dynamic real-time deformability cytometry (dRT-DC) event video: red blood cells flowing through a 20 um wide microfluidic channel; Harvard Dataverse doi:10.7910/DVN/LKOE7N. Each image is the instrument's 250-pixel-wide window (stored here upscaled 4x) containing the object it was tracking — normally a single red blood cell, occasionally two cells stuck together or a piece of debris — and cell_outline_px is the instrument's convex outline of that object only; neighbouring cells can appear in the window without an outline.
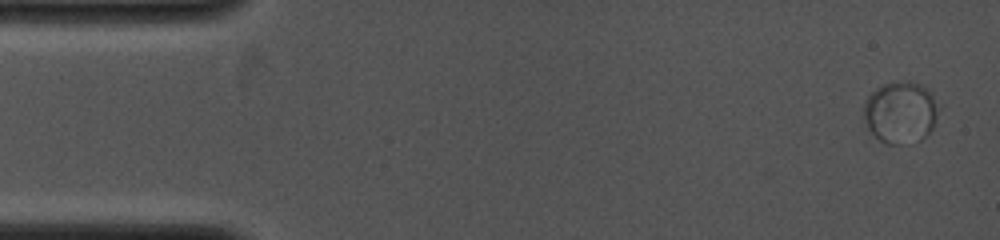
{"species": "common noctule bat (a hibernating species)", "species_latin": "Nyctalus noctula", "temperature_condition": "cold", "stored_images_in_passage": 14, "camera_frame_rate_fps": 4000, "um_per_image_px": 0.085, "animal": {"sex": "female", "body_mass_g": 19.0, "forearm_length_mm": 53.3}, "frame": {"image": 1, "passage_image": 1, "time_ms": 0.0, "image_size_px": [1000, 240], "cell_outline_px": [[936, 116], [932, 128], [920, 140], [892, 144], [888, 144], [880, 140], [868, 128], [864, 116], [864, 104], [868, 96], [876, 88], [884, 84], [900, 80], [908, 80], [920, 84], [928, 88], [932, 96], [936, 108]], "centroid_in_image_um": [76.51, 9.51], "position_along_channel_um": 8.5, "area_um2": 26.41}}
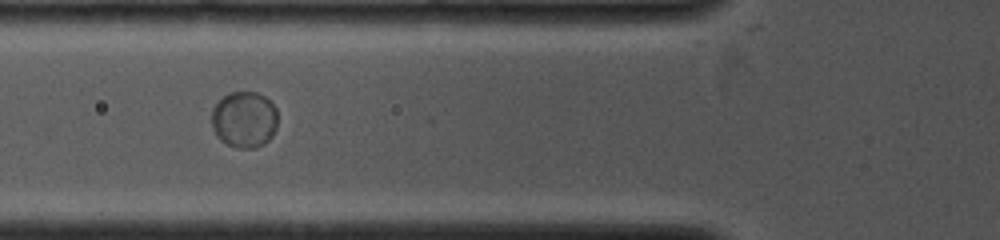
{"frame": {"image": 2, "passage_image": 7, "time_ms": 5.0, "image_size_px": [1000, 240], "cell_outline_px": [[276, 128], [272, 136], [264, 144], [256, 148], [236, 148], [220, 140], [216, 136], [212, 128], [212, 108], [228, 92], [256, 92], [264, 96], [276, 108]], "centroid_in_image_um": [20.75, 10.17], "position_along_channel_um": 105.1, "area_um2": 21.73}}
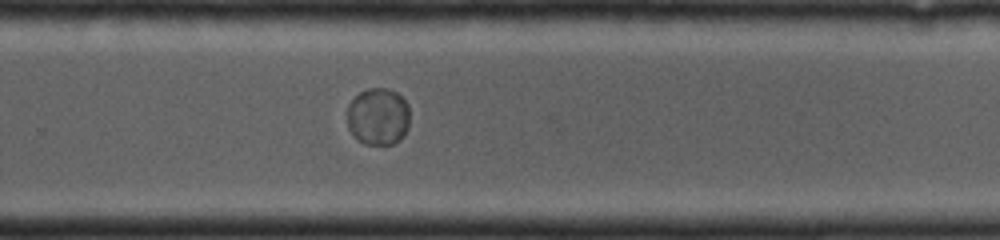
{"frame": {"image": 3, "passage_image": 14, "time_ms": 9.5, "image_size_px": [1000, 240], "cell_outline_px": [[408, 128], [404, 136], [400, 140], [392, 144], [364, 144], [356, 140], [348, 128], [348, 104], [360, 92], [368, 88], [388, 88], [396, 92], [408, 104]], "centroid_in_image_um": [32.14, 9.92], "position_along_channel_um": 297.7, "area_um2": 20.98}}